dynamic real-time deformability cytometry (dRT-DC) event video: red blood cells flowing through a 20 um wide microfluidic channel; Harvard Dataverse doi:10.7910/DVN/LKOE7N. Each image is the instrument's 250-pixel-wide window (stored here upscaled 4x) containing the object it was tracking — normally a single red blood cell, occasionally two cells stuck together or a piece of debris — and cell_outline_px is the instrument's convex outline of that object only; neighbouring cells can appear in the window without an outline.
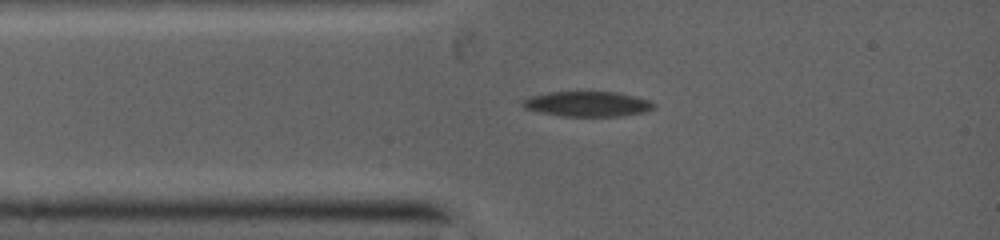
{"species": "common noctule bat (a hibernating species)", "species_latin": "Nyctalus noctula", "temperature_condition": "warm", "stored_images_in_passage": 5, "camera_frame_rate_fps": 5000, "um_per_image_px": 0.085, "animal": {"sex": "female", "body_mass_g": 19.0, "forearm_length_mm": 53.3}, "frame": {"image": 1, "passage_image": 3, "time_ms": 1.6, "image_size_px": [1000, 240], "cell_outline_px": [[656, 104], [652, 108], [644, 112], [612, 116], [568, 116], [524, 108], [520, 104], [520, 100], [532, 96], [548, 92], [616, 92], [636, 96], [648, 100]], "centroid_in_image_um": [49.92, 8.82], "position_along_channel_um": 35.1, "area_um2": 18.79}}
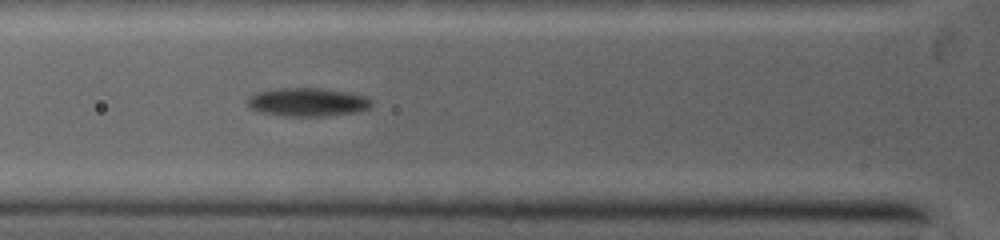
{"frame": {"image": 2, "passage_image": 5, "time_ms": 3.2, "image_size_px": [1000, 240], "cell_outline_px": [[368, 108], [356, 112], [324, 116], [292, 116], [264, 112], [252, 108], [248, 104], [248, 96], [260, 92], [284, 88], [312, 88], [340, 92], [364, 96], [368, 100]], "centroid_in_image_um": [26.1, 8.69], "position_along_channel_um": 99.7, "area_um2": 19.48}}